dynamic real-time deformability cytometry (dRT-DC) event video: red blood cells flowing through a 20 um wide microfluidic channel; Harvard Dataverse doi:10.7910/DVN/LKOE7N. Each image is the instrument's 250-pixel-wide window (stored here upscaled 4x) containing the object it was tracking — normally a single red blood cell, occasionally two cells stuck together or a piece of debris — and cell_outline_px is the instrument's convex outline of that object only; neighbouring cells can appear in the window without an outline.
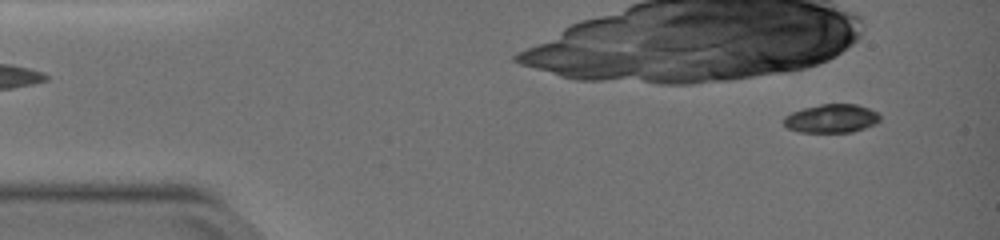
{"species": "common noctule bat (a hibernating species)", "species_latin": "Nyctalus noctula", "temperature_condition": "warm", "stored_images_in_passage": 12, "camera_frame_rate_fps": 3000, "um_per_image_px": 0.085, "animal": {"sex": "female", "body_mass_g": 19.0, "forearm_length_mm": 51.5}, "frame": {"image": 1, "passage_image": 4, "time_ms": 1.0, "image_size_px": [1000, 240], "cell_outline_px": [[880, 120], [876, 124], [852, 132], [800, 132], [788, 128], [784, 124], [784, 116], [792, 112], [804, 108], [820, 104], [856, 104], [868, 108], [876, 112], [880, 116]], "centroid_in_image_um": [70.68, 10.07], "position_along_channel_um": 14.3, "area_um2": 15.95}}